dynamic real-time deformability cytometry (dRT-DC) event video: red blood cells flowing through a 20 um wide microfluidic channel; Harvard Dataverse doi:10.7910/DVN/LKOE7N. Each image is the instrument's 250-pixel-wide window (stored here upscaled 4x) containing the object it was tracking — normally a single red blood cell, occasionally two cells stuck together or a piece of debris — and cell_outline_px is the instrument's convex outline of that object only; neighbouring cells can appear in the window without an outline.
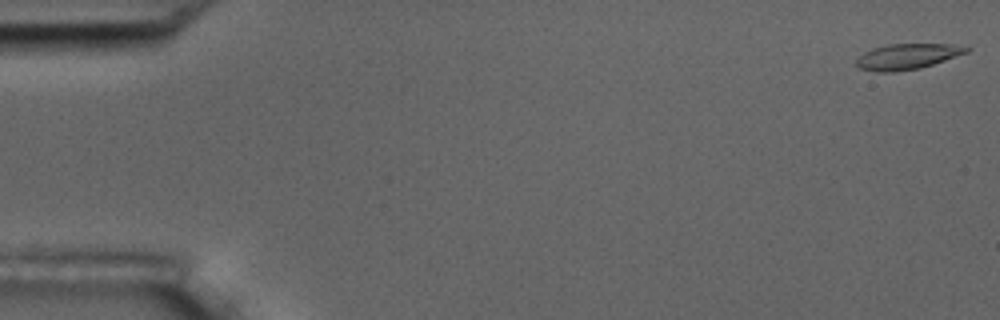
{"species": "common noctule bat (a hibernating species)", "species_latin": "Nyctalus noctula", "temperature_condition": "room temperature", "stored_images_in_passage": 6, "camera_frame_rate_fps": 3000, "um_per_image_px": 0.085, "animal": {"sex": "male", "body_mass_g": 17.5, "forearm_length_mm": 52.3}, "frame": {"image": 1, "passage_image": 1, "time_ms": 0.0, "image_size_px": [1000, 320], "cell_outline_px": [[972, 48], [968, 52], [920, 68], [892, 72], [876, 72], [860, 68], [856, 64], [856, 60], [864, 52], [872, 48], [888, 44], [952, 44]], "centroid_in_image_um": [77.1, 4.8], "position_along_channel_um": 7.9, "area_um2": 16.3}}
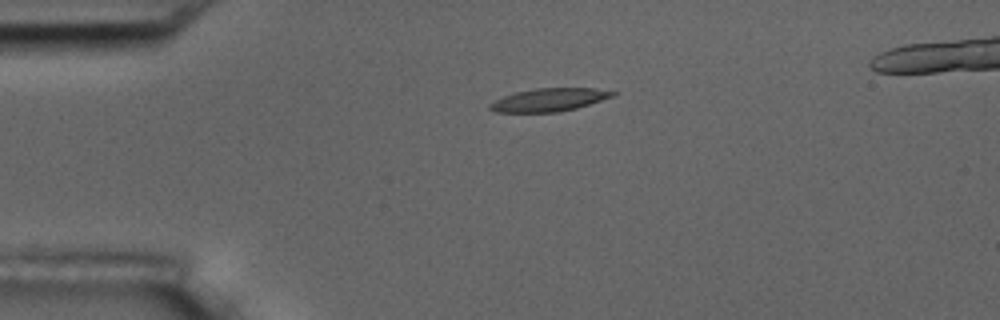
{"frame": {"image": 2, "passage_image": 4, "time_ms": 1.0, "image_size_px": [1000, 320], "cell_outline_px": [[616, 92], [612, 96], [576, 108], [556, 112], [496, 112], [488, 108], [488, 104], [504, 96], [516, 92], [536, 88], [596, 88]], "centroid_in_image_um": [46.63, 8.48], "position_along_channel_um": 38.4, "area_um2": 16.18}}